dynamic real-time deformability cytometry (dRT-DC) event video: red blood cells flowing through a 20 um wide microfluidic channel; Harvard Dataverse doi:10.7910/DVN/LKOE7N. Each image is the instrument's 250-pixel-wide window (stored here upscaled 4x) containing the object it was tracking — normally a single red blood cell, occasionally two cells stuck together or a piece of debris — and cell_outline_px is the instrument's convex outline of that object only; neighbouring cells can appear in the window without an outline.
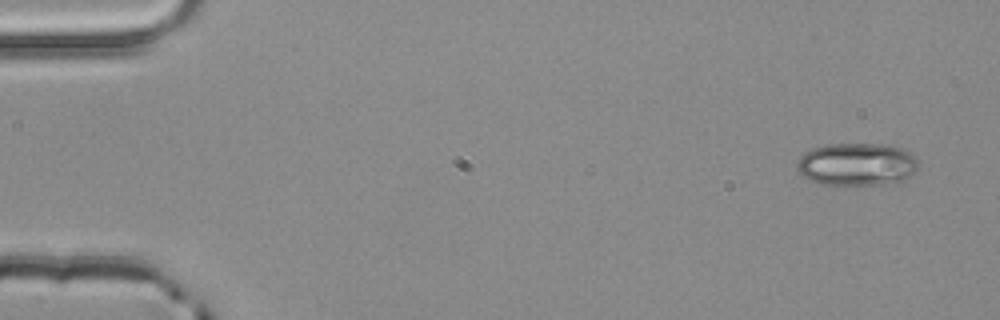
{"species": "common noctule bat (a hibernating species)", "species_latin": "Nyctalus noctula", "temperature_condition": "room temperature", "stored_images_in_passage": 3, "camera_frame_rate_fps": 3000, "um_per_image_px": 0.085, "animal": {"sex": "male", "body_mass_g": 20.4}, "frame": {"image": 1, "passage_image": 1, "time_ms": 0.0, "image_size_px": [1000, 320], "cell_outline_px": [[920, 164], [916, 172], [904, 180], [884, 184], [820, 184], [800, 176], [796, 168], [796, 164], [800, 156], [804, 152], [812, 148], [828, 144], [884, 144], [904, 148], [916, 156]], "centroid_in_image_um": [72.85, 13.95], "position_along_channel_um": 12.2, "area_um2": 30.69}}